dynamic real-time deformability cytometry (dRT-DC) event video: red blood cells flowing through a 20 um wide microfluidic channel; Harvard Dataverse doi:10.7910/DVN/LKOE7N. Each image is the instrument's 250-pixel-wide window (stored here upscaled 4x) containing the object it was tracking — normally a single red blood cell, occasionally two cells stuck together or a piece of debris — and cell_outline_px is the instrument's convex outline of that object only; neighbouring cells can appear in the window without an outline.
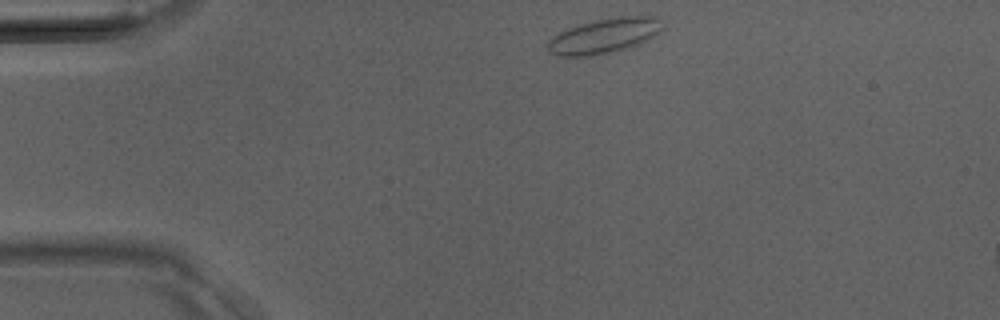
{"species": "Egyptian fruit bat (a non-hibernating species)", "species_latin": "Rousettus aegyptiacus", "temperature_condition": "room temperature", "stored_images_in_passage": 6, "camera_frame_rate_fps": 3000, "um_per_image_px": 0.085, "animal": {"sex": "male"}, "frame": {"image": 1, "passage_image": 1, "time_ms": 0.0, "image_size_px": [1000, 320], "cell_outline_px": [[660, 32], [656, 36], [640, 44], [628, 48], [588, 56], [556, 56], [548, 52], [548, 40], [560, 32], [568, 28], [580, 24], [596, 20], [616, 16], [656, 16], [660, 20]], "centroid_in_image_um": [51.36, 3.05], "position_along_channel_um": 33.6, "area_um2": 23.29}}